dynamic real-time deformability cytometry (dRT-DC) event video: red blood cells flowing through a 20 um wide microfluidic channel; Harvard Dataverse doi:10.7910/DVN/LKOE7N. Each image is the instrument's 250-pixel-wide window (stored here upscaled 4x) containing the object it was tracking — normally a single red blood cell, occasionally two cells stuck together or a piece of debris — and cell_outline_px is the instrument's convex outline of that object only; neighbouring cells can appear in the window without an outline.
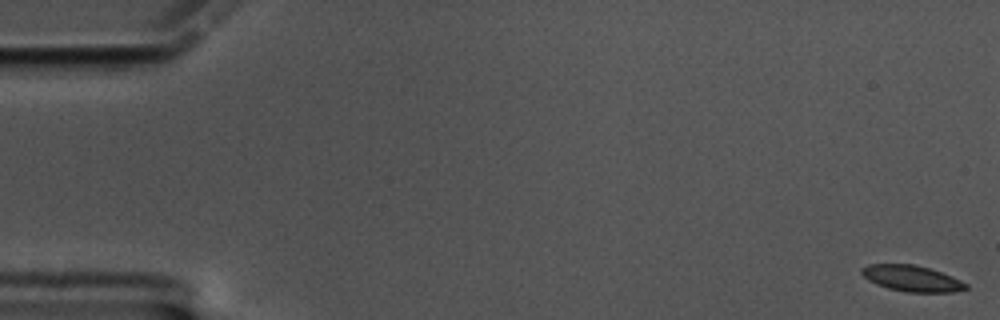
{"species": "common noctule bat (a hibernating species)", "species_latin": "Nyctalus noctula", "temperature_condition": "cold", "stored_images_in_passage": 60, "camera_frame_rate_fps": 3000, "um_per_image_px": 0.085, "animal": {"sex": "male", "body_mass_g": 17.5, "forearm_length_mm": 52.3}, "frame": {"image": 1, "passage_image": 1, "time_ms": 0.0, "image_size_px": [1000, 320], "cell_outline_px": [[968, 288], [952, 292], [908, 292], [888, 288], [876, 284], [868, 280], [860, 272], [860, 268], [868, 264], [912, 264], [928, 268], [952, 276], [968, 284]], "centroid_in_image_um": [77.48, 23.66], "position_along_channel_um": 7.5, "area_um2": 15.72}}
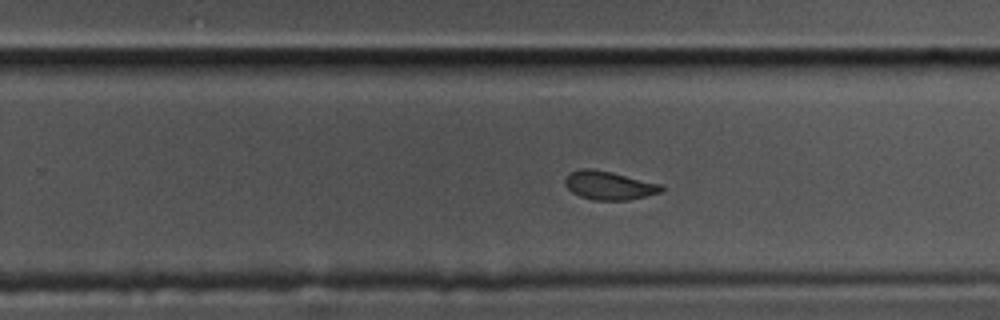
{"frame": {"image": 2, "passage_image": 38, "time_ms": 12.333, "image_size_px": [1000, 320], "cell_outline_px": [[664, 188], [660, 192], [628, 200], [592, 200], [580, 196], [572, 192], [564, 184], [564, 180], [568, 172], [580, 168], [592, 168], [612, 172], [664, 184]], "centroid_in_image_um": [51.75, 15.74], "position_along_channel_um": 278.1, "area_um2": 16.24}}
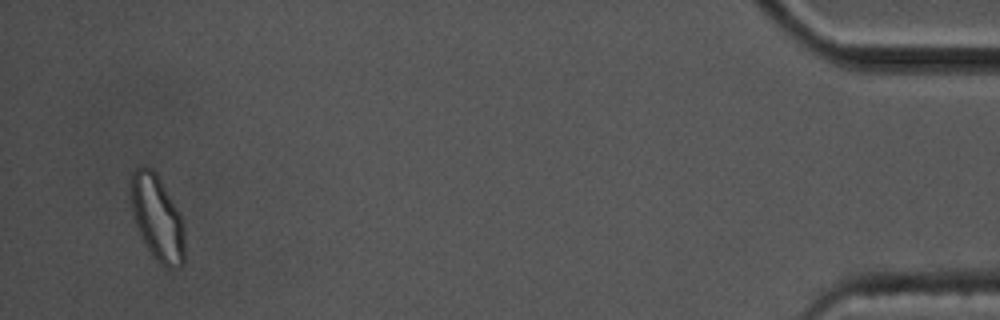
{"frame": {"image": 3, "passage_image": 58, "time_ms": 19.0, "image_size_px": [1000, 320], "cell_outline_px": [[184, 264], [180, 268], [164, 268], [156, 260], [140, 236], [132, 212], [128, 188], [132, 172], [136, 168], [144, 164], [152, 168], [156, 172], [176, 208], [180, 216], [184, 232]], "centroid_in_image_um": [13.32, 18.5], "position_along_channel_um": 421.9, "area_um2": 27.05}, "authors_computed_cell_mechanics": {"area_um2": 16.5886, "velocity_mm_per_s": 3.3603, "shape_relaxation_time_tau1_ms": 4.9122, "shape_relaxation_time_tau2_ms": 1.0935, "deformation_change_tau1": 0.1264, "deformation_change_tau2": 0.0435}}